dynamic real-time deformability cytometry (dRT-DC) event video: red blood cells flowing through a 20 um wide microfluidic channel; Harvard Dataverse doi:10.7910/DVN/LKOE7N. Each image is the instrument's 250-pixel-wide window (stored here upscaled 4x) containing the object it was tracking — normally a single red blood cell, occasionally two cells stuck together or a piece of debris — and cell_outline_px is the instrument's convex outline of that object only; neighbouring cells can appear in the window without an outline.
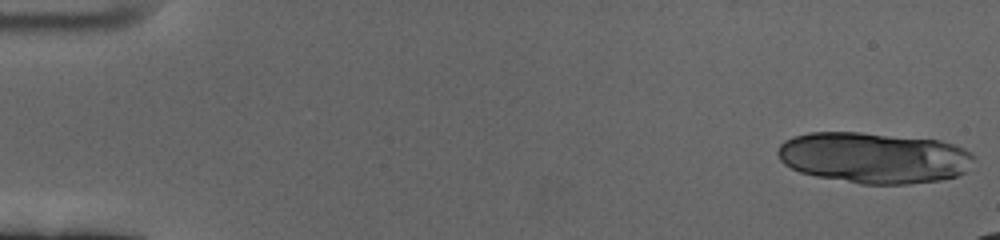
{"species": "human", "species_latin": "Homo sapiens", "temperature_condition": "cold", "stored_images_in_passage": 18, "camera_frame_rate_fps": 3000, "um_per_image_px": 0.085, "donor": {"sex": "female"}, "frame": {"image": 1, "passage_image": 1, "time_ms": 0.0, "image_size_px": [1000, 240], "cell_outline_px": [[976, 156], [964, 172], [956, 176], [940, 180], [908, 184], [860, 184], [816, 176], [800, 172], [784, 164], [780, 160], [776, 152], [780, 144], [784, 140], [792, 136], [808, 132], [860, 132], [940, 140], [964, 148], [972, 152]], "centroid_in_image_um": [74.26, 13.4], "position_along_channel_um": 10.7, "area_um2": 58.55}}